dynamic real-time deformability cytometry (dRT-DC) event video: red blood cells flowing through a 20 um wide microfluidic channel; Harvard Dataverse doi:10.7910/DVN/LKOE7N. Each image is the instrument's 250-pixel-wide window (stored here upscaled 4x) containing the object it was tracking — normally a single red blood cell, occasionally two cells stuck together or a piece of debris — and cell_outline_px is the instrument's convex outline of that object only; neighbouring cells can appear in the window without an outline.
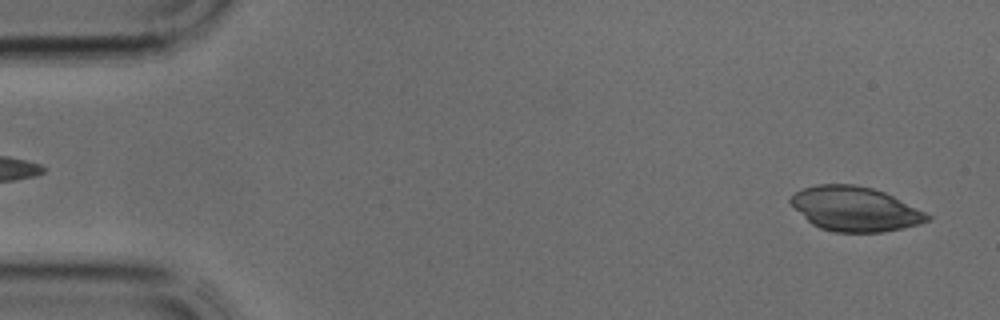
{"species": "common noctule bat (a hibernating species)", "species_latin": "Nyctalus noctula", "temperature_condition": "cold", "stored_images_in_passage": 37, "camera_frame_rate_fps": 3000, "um_per_image_px": 0.085, "animal": {"sex": "male", "body_mass_g": 17.9, "forearm_length_mm": 54.2}, "frame": {"image": 1, "passage_image": 1, "time_ms": 0.0, "image_size_px": [1000, 320], "cell_outline_px": [[932, 220], [920, 224], [904, 228], [880, 232], [836, 232], [820, 228], [812, 224], [788, 200], [796, 192], [804, 188], [816, 184], [852, 184], [872, 188], [884, 192], [932, 216]], "centroid_in_image_um": [72.69, 17.76], "position_along_channel_um": 12.3, "area_um2": 35.03}}